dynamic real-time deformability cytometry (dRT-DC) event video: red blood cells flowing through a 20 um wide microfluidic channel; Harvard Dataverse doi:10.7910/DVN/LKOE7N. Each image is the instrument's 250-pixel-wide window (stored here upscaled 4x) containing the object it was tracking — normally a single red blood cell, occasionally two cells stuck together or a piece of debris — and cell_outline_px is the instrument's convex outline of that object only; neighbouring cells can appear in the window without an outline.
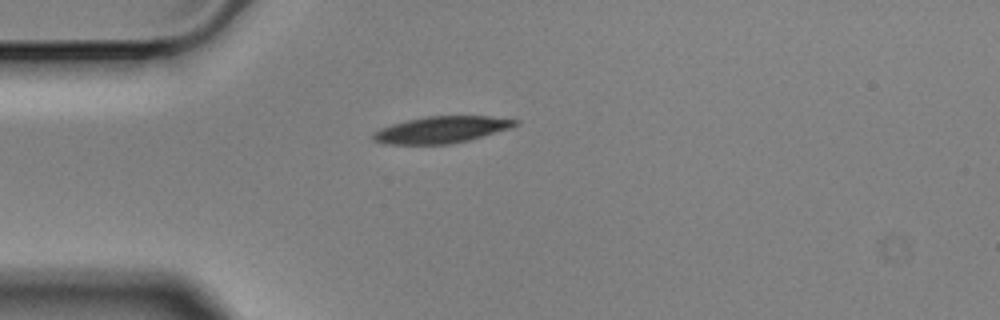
{"species": "Egyptian fruit bat (a non-hibernating species)", "species_latin": "Rousettus aegyptiacus", "temperature_condition": "cold", "stored_images_in_passage": 5, "camera_frame_rate_fps": 3000, "um_per_image_px": 0.085, "animal": {"sex": "male"}, "frame": {"image": 1, "passage_image": 5, "time_ms": 1.333, "image_size_px": [1000, 320], "cell_outline_px": [[520, 120], [516, 124], [508, 128], [468, 140], [452, 144], [388, 144], [372, 140], [372, 136], [380, 128], [392, 124], [408, 120], [428, 116], [488, 116]], "centroid_in_image_um": [37.49, 11.02], "position_along_channel_um": 47.5, "area_um2": 21.68}}